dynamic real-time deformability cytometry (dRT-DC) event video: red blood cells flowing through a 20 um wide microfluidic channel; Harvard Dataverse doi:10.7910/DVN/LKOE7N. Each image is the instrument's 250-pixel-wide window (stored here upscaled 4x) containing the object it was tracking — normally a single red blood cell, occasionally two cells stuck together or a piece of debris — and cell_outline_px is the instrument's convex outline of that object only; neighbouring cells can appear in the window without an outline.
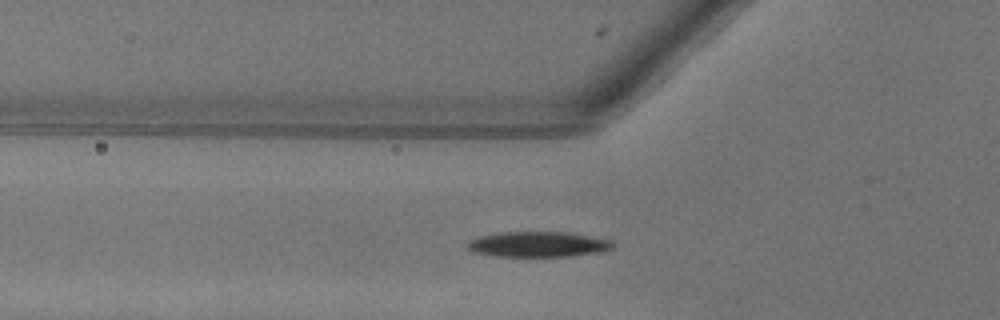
{"species": "common noctule bat (a hibernating species)", "species_latin": "Nyctalus noctula", "temperature_condition": "warm", "stored_images_in_passage": 37, "camera_frame_rate_fps": 3000, "um_per_image_px": 0.085, "animal": {"sex": "female"}, "frame": {"image": 1, "passage_image": 4, "time_ms": 1.0, "image_size_px": [1000, 320], "cell_outline_px": [[616, 244], [612, 248], [600, 252], [572, 256], [496, 256], [472, 252], [464, 248], [464, 244], [468, 240], [476, 236], [500, 232], [568, 232], [612, 240]], "centroid_in_image_um": [45.67, 20.76], "position_along_channel_um": 80.1, "area_um2": 21.91}}
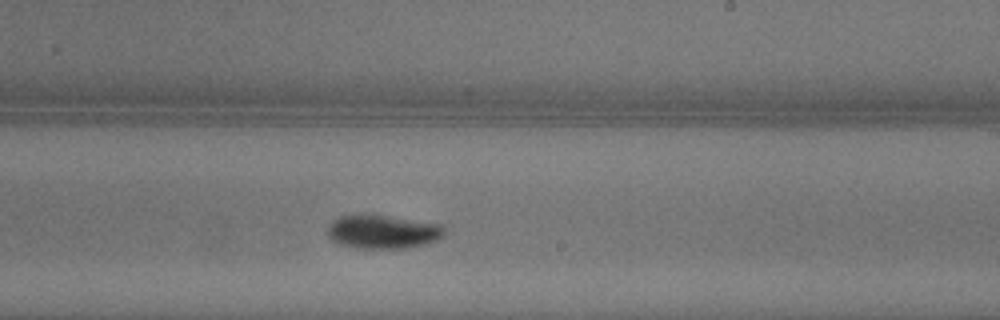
{"frame": {"image": 2, "passage_image": 17, "time_ms": 5.333, "image_size_px": [1000, 320], "cell_outline_px": [[448, 228], [444, 236], [440, 240], [424, 244], [404, 248], [360, 248], [340, 244], [332, 240], [328, 236], [328, 224], [332, 220], [340, 216], [356, 212], [376, 212], [448, 224]], "centroid_in_image_um": [32.62, 19.62], "position_along_channel_um": 256.4, "area_um2": 24.57}}
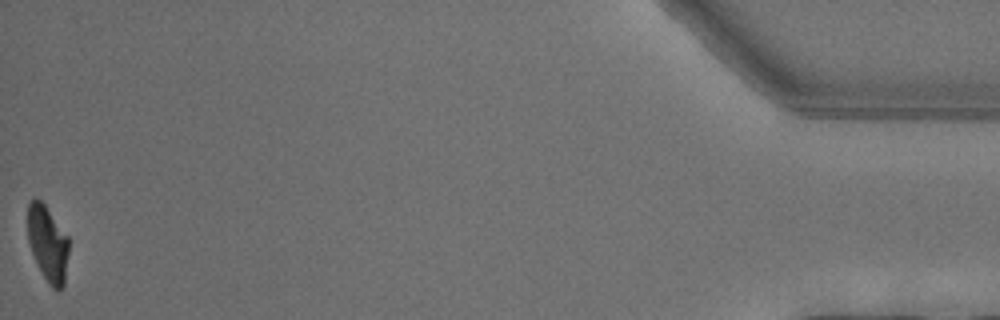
{"frame": {"image": 3, "passage_image": 37, "time_ms": 12.0, "image_size_px": [1000, 320], "cell_outline_px": [[68, 252], [64, 284], [60, 292], [56, 292], [48, 284], [36, 264], [28, 240], [28, 204], [36, 196], [44, 204], [68, 236]], "centroid_in_image_um": [4.06, 20.75], "position_along_channel_um": 431.1, "area_um2": 18.21}, "authors_computed_cell_mechanics": {"area_um2": 21.9062, "velocity_mm_per_s": 4.0609, "shape_relaxation_time_tau1_ms": 2.5102, "shape_relaxation_time_tau2_ms": 6.9821, "deformation_change_tau1": 0.1666, "deformation_change_tau2": 0.1029}}